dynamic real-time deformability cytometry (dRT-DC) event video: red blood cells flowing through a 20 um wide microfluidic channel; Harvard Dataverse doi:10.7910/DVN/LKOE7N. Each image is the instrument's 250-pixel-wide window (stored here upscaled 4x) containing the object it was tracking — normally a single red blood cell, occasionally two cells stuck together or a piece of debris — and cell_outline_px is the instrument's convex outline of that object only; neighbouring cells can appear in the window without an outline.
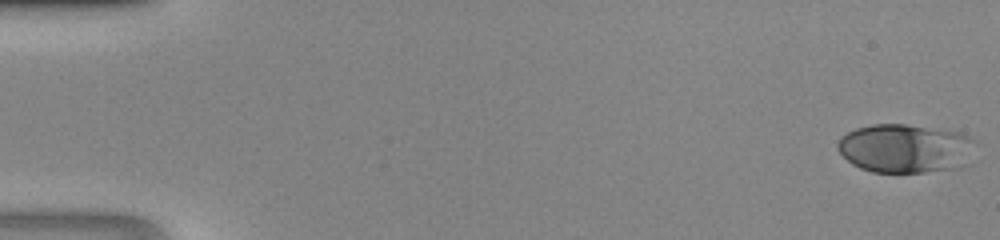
{"species": "human", "species_latin": "Homo sapiens", "temperature_condition": "room temperature", "stored_images_in_passage": 47, "camera_frame_rate_fps": 3000, "um_per_image_px": 0.085, "donor": {"sex": "male"}, "frame": {"image": 1, "passage_image": 1, "time_ms": 0.0, "image_size_px": [1000, 240], "cell_outline_px": [[976, 140], [948, 168], [924, 172], [872, 172], [860, 168], [852, 164], [836, 148], [836, 144], [840, 136], [856, 128], [872, 124], [904, 124], [960, 132]], "centroid_in_image_um": [76.71, 12.57], "position_along_channel_um": 8.3, "area_um2": 37.57}}
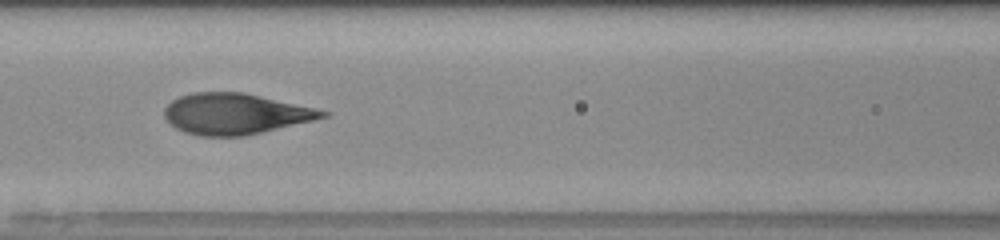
{"frame": {"image": 2, "passage_image": 22, "time_ms": 7.0, "image_size_px": [1000, 240], "cell_outline_px": [[332, 112], [328, 116], [312, 120], [244, 136], [200, 136], [184, 132], [176, 128], [164, 116], [164, 108], [172, 100], [180, 96], [192, 92], [244, 92], [316, 108]], "centroid_in_image_um": [19.99, 9.66], "position_along_channel_um": 146.6, "area_um2": 37.51}}
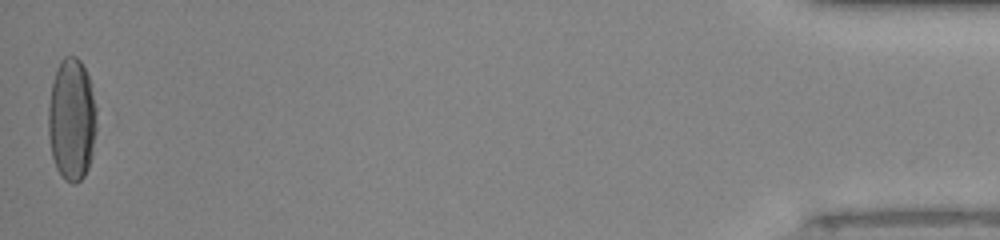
{"frame": {"image": 3, "passage_image": 47, "time_ms": 15.333, "image_size_px": [1000, 240], "cell_outline_px": [[96, 132], [92, 156], [88, 168], [84, 176], [76, 184], [72, 184], [64, 180], [56, 168], [52, 156], [48, 136], [48, 104], [52, 84], [56, 68], [60, 60], [64, 56], [76, 56], [80, 60], [88, 76], [96, 108]], "centroid_in_image_um": [6.09, 10.18], "position_along_channel_um": 429.1, "area_um2": 34.8}}